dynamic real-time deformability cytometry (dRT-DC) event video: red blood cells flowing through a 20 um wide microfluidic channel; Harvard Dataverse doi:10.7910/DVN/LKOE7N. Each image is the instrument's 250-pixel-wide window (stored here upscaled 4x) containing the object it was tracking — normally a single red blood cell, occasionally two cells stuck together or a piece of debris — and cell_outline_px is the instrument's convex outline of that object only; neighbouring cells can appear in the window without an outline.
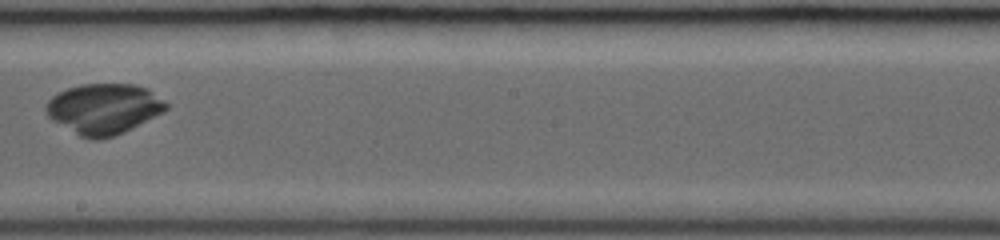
{"species": "common noctule bat (a hibernating species)", "species_latin": "Nyctalus noctula", "temperature_condition": "room temperature", "stored_images_in_passage": 31, "camera_frame_rate_fps": 3000, "um_per_image_px": 0.085, "animal": {"sex": "female", "body_mass_g": 19.0, "forearm_length_mm": 53.3}, "frame": {"image": 1, "passage_image": 19, "time_ms": 6.0, "image_size_px": [1000, 240], "cell_outline_px": [[168, 108], [164, 112], [124, 132], [100, 140], [92, 140], [80, 136], [52, 120], [44, 112], [44, 108], [48, 100], [52, 96], [68, 88], [84, 84], [136, 84], [148, 88], [168, 104]], "centroid_in_image_um": [8.82, 9.25], "position_along_channel_um": 239.4, "area_um2": 35.37}}
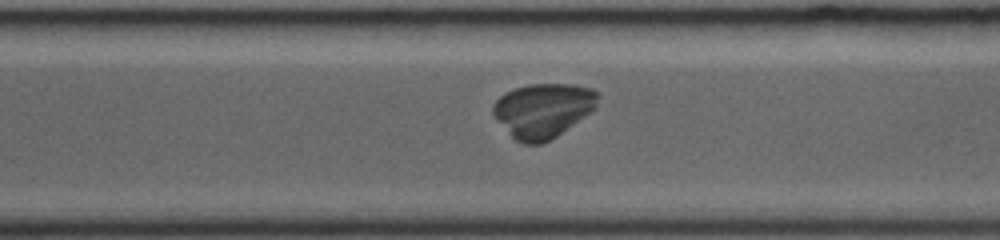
{"frame": {"image": 2, "passage_image": 24, "time_ms": 7.667, "image_size_px": [1000, 240], "cell_outline_px": [[600, 96], [596, 108], [556, 136], [540, 144], [524, 144], [516, 140], [512, 136], [492, 112], [492, 104], [500, 96], [516, 88], [532, 84], [572, 84], [592, 88], [600, 92]], "centroid_in_image_um": [46.2, 9.36], "position_along_channel_um": 324.4, "area_um2": 32.89}}
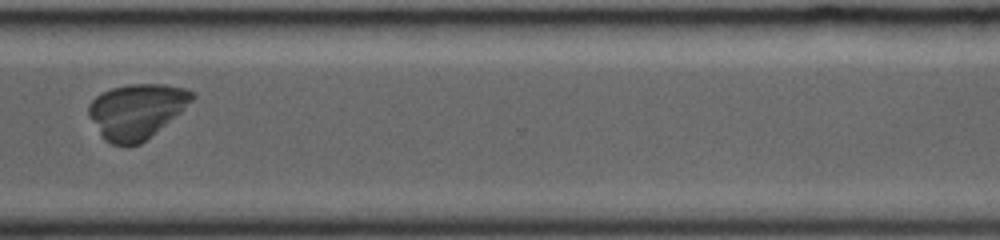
{"frame": {"image": 3, "passage_image": 26, "time_ms": 8.333, "image_size_px": [1000, 240], "cell_outline_px": [[196, 96], [180, 112], [140, 144], [128, 148], [124, 148], [112, 144], [104, 140], [88, 116], [88, 104], [96, 96], [112, 88], [128, 84], [164, 84], [184, 88], [192, 92]], "centroid_in_image_um": [11.56, 9.47], "position_along_channel_um": 359.0, "area_um2": 33.06}}